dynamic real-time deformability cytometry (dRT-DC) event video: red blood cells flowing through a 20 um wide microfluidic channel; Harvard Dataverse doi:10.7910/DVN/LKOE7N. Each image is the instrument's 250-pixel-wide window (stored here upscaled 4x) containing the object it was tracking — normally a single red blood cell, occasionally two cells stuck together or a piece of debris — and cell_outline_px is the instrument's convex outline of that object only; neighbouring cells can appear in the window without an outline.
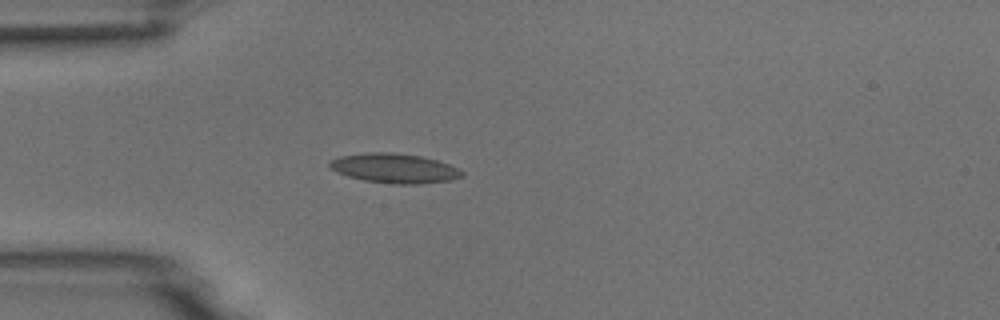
{"species": "common noctule bat (a hibernating species)", "species_latin": "Nyctalus noctula", "temperature_condition": "room temperature", "stored_images_in_passage": 4, "camera_frame_rate_fps": 3000, "um_per_image_px": 0.085, "animal": {"sex": "male", "body_mass_g": 18.8}, "frame": {"image": 1, "passage_image": 4, "time_ms": 3.333, "image_size_px": [1000, 320], "cell_outline_px": [[464, 176], [452, 180], [420, 184], [392, 184], [364, 180], [348, 176], [336, 172], [328, 164], [332, 160], [340, 156], [368, 152], [392, 152], [420, 156], [436, 160], [460, 168], [464, 172]], "centroid_in_image_um": [33.57, 14.31], "position_along_channel_um": 51.4, "area_um2": 22.83}}